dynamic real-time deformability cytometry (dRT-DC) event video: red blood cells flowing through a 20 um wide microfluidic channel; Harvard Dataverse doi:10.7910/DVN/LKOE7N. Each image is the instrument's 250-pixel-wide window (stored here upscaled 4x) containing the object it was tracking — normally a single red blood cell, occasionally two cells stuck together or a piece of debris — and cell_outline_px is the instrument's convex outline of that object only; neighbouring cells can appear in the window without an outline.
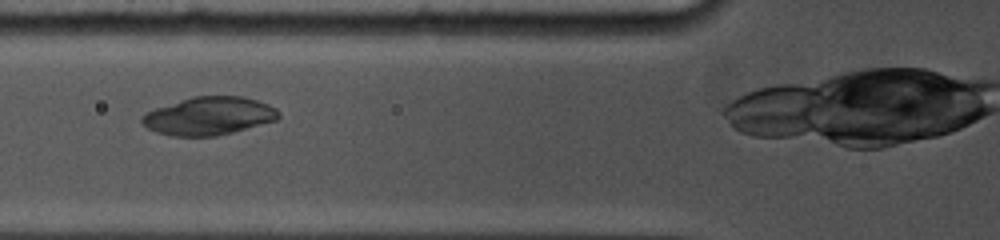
{"species": "common noctule bat (a hibernating species)", "species_latin": "Nyctalus noctula", "temperature_condition": "cold", "stored_images_in_passage": 7, "camera_frame_rate_fps": 5000, "um_per_image_px": 0.085, "animal": {"sex": "female", "body_mass_g": 19.0, "forearm_length_mm": 53.3}, "frame": {"image": 1, "passage_image": 4, "time_ms": 2.2, "image_size_px": [1000, 240], "cell_outline_px": [[280, 116], [276, 120], [232, 132], [216, 136], [172, 136], [156, 132], [148, 128], [140, 120], [140, 116], [144, 112], [192, 96], [244, 96], [268, 104], [276, 108], [280, 112]], "centroid_in_image_um": [17.74, 9.85], "position_along_channel_um": 108.1, "area_um2": 30.29}}